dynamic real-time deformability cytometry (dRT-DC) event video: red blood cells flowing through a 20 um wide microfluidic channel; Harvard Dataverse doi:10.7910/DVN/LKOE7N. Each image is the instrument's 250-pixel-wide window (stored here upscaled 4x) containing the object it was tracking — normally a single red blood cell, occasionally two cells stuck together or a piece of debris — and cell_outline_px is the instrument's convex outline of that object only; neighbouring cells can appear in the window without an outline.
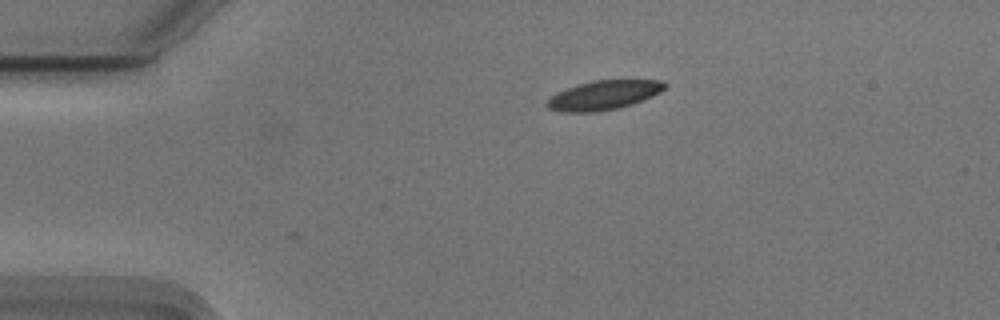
{"species": "Egyptian fruit bat (a non-hibernating species)", "species_latin": "Rousettus aegyptiacus", "temperature_condition": "cold", "stored_images_in_passage": 2, "camera_frame_rate_fps": 3000, "um_per_image_px": 0.085, "animal": {"sex": "male"}, "frame": {"image": 1, "passage_image": 2, "time_ms": 0.333, "image_size_px": [1000, 320], "cell_outline_px": [[668, 84], [660, 92], [652, 96], [632, 104], [620, 108], [596, 112], [560, 112], [548, 108], [544, 104], [556, 92], [576, 84], [592, 80], [664, 80]], "centroid_in_image_um": [51.29, 8.08], "position_along_channel_um": 33.7, "area_um2": 20.29}}